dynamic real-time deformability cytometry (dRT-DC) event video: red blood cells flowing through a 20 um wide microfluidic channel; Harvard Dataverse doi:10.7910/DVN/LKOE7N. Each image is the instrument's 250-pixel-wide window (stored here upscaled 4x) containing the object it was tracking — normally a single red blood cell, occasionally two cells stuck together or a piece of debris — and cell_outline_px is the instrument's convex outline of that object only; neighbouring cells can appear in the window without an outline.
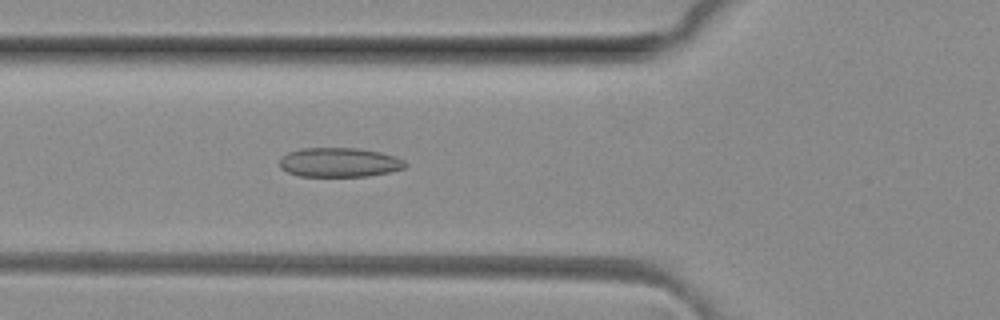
{"species": "common noctule bat (a hibernating species)", "species_latin": "Nyctalus noctula", "temperature_condition": "room temperature", "stored_images_in_passage": 48, "camera_frame_rate_fps": 3000, "um_per_image_px": 0.085, "animal": {"sex": "female", "body_mass_g": 29.2, "forearm_length_mm": 56.3}, "frame": {"image": 1, "passage_image": 16, "time_ms": 5.0, "image_size_px": [1000, 320], "cell_outline_px": [[408, 164], [404, 168], [388, 172], [368, 176], [300, 176], [288, 172], [280, 168], [280, 160], [288, 152], [300, 148], [360, 148], [380, 152], [396, 156], [404, 160]], "centroid_in_image_um": [28.86, 13.79], "position_along_channel_um": 96.9, "area_um2": 21.5}}
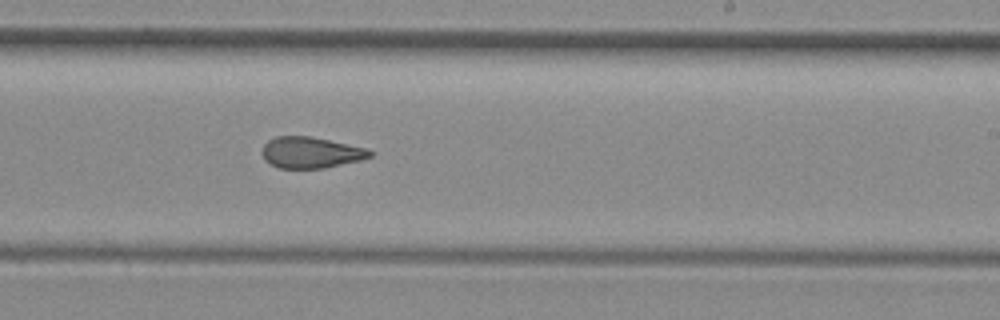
{"frame": {"image": 2, "passage_image": 28, "time_ms": 9.0, "image_size_px": [1000, 320], "cell_outline_px": [[372, 156], [360, 160], [324, 168], [280, 168], [264, 160], [260, 152], [264, 144], [268, 140], [276, 136], [308, 136], [368, 148], [372, 152]], "centroid_in_image_um": [26.39, 12.96], "position_along_channel_um": 262.6, "area_um2": 19.54}}
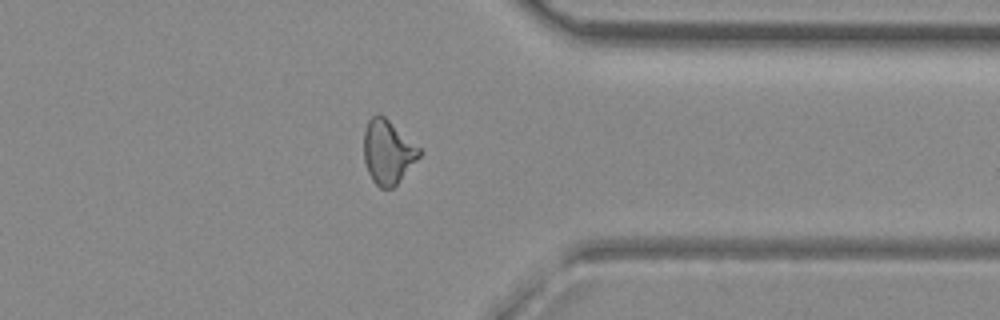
{"frame": {"image": 3, "passage_image": 37, "time_ms": 12.0, "image_size_px": [1000, 320], "cell_outline_px": [[420, 156], [396, 184], [392, 188], [380, 188], [372, 180], [368, 172], [364, 160], [364, 128], [368, 120], [376, 112], [380, 112], [420, 148]], "centroid_in_image_um": [32.93, 12.88], "position_along_channel_um": 378.5, "area_um2": 20.58}, "authors_computed_cell_mechanics": {"area_um2": 20.7791, "velocity_mm_per_s": 4.136, "shape_relaxation_time_tau1_ms": null, "shape_relaxation_time_tau2_ms": 2.1628, "deformation_change_tau1": null, "deformation_change_tau2": 0.0959}}